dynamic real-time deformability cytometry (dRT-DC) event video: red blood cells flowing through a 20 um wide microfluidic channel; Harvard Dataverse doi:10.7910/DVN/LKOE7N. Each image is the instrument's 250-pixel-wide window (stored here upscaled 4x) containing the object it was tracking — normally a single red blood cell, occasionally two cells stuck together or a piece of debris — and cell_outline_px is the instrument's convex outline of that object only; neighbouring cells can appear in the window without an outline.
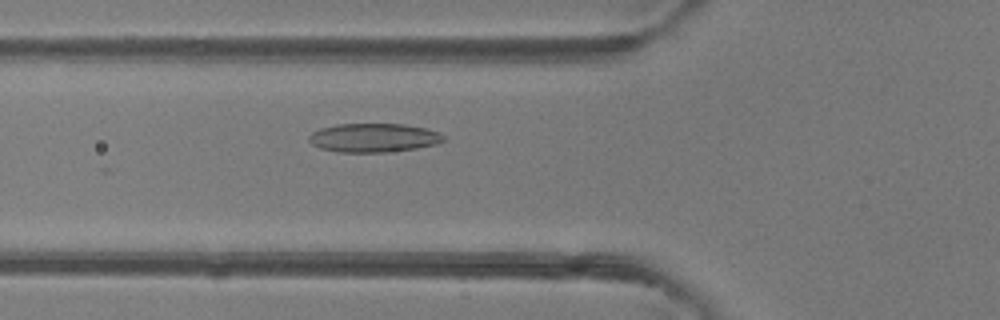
{"species": "common noctule bat (a hibernating species)", "species_latin": "Nyctalus noctula", "temperature_condition": "room temperature", "stored_images_in_passage": 33, "camera_frame_rate_fps": 3000, "um_per_image_px": 0.085, "animal": {"sex": "female"}, "frame": {"image": 1, "passage_image": 7, "time_ms": 2.0, "image_size_px": [1000, 320], "cell_outline_px": [[444, 140], [436, 144], [416, 148], [388, 152], [340, 152], [320, 148], [312, 144], [308, 140], [308, 136], [312, 132], [320, 128], [336, 124], [404, 124], [424, 128], [436, 132], [444, 136]], "centroid_in_image_um": [31.71, 11.71], "position_along_channel_um": 94.1, "area_um2": 22.48}}
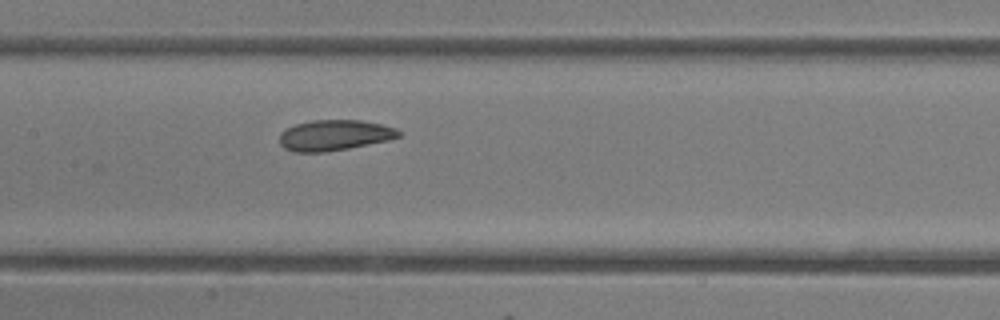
{"frame": {"image": 2, "passage_image": 13, "time_ms": 4.0, "image_size_px": [1000, 320], "cell_outline_px": [[400, 136], [388, 140], [348, 148], [324, 152], [292, 152], [284, 148], [280, 144], [280, 132], [296, 124], [312, 120], [360, 120], [380, 124], [396, 128], [400, 132]], "centroid_in_image_um": [28.4, 11.49], "position_along_channel_um": 179.0, "area_um2": 21.15}}
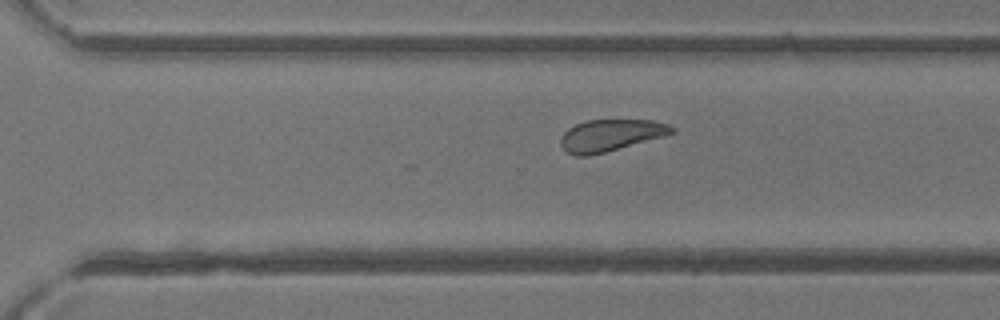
{"frame": {"image": 3, "passage_image": 23, "time_ms": 7.333, "image_size_px": [1000, 320], "cell_outline_px": [[676, 132], [664, 136], [604, 152], [588, 156], [576, 156], [568, 152], [560, 144], [560, 136], [568, 128], [576, 124], [588, 120], [652, 120], [668, 124], [676, 128]], "centroid_in_image_um": [51.9, 11.49], "position_along_channel_um": 318.7, "area_um2": 20.46}, "authors_computed_cell_mechanics": {"area_um2": 21.8484, "velocity_mm_per_s": 4.2106, "shape_relaxation_time_tau1_ms": 2.8508, "shape_relaxation_time_tau2_ms": 4.836, "deformation_change_tau1": 0.0789, "deformation_change_tau2": 0.1191}}